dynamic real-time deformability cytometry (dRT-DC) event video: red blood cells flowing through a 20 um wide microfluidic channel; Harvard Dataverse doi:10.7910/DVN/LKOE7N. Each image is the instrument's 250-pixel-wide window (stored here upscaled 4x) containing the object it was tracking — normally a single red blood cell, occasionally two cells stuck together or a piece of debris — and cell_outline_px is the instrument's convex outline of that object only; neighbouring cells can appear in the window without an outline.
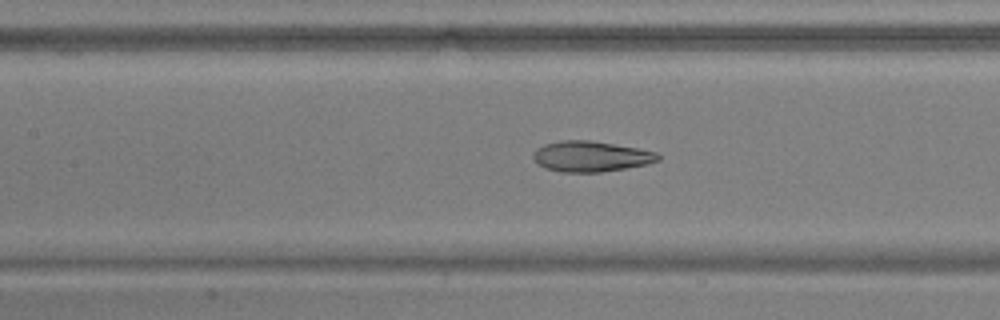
{"species": "common noctule bat (a hibernating species)", "species_latin": "Nyctalus noctula", "temperature_condition": "warm", "stored_images_in_passage": 54, "camera_frame_rate_fps": 3000, "um_per_image_px": 0.085, "animal": {"sex": "male", "body_mass_g": 17.9, "forearm_length_mm": 54.2}, "frame": {"image": 1, "passage_image": 25, "time_ms": 8.0, "image_size_px": [1000, 320], "cell_outline_px": [[660, 160], [648, 164], [600, 172], [560, 172], [544, 168], [536, 164], [532, 156], [536, 148], [544, 144], [560, 140], [592, 140], [636, 148], [656, 152], [660, 156]], "centroid_in_image_um": [50.18, 13.29], "position_along_channel_um": 157.2, "area_um2": 22.37}}
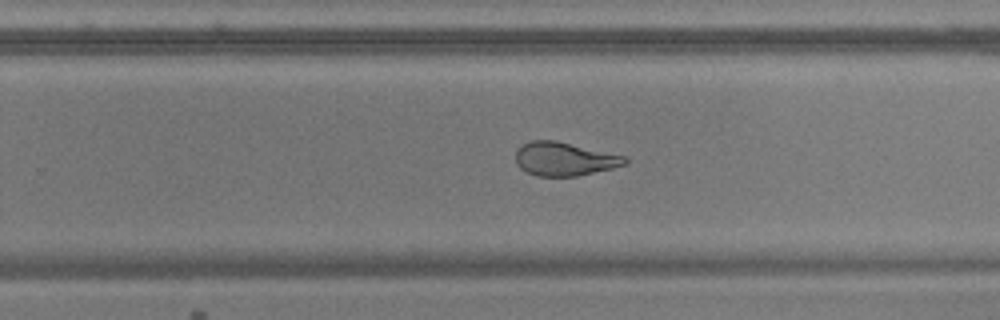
{"frame": {"image": 2, "passage_image": 35, "time_ms": 11.333, "image_size_px": [1000, 320], "cell_outline_px": [[628, 164], [612, 168], [576, 176], [536, 176], [520, 168], [516, 164], [516, 148], [532, 140], [556, 140], [624, 156], [628, 160]], "centroid_in_image_um": [47.95, 13.51], "position_along_channel_um": 281.9, "area_um2": 21.27}}
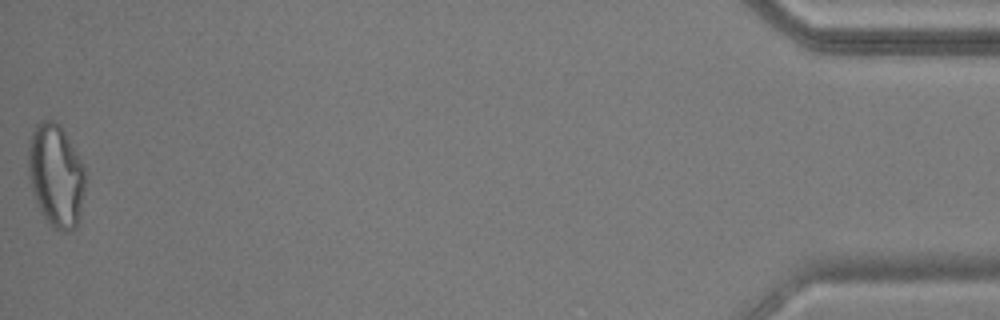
{"frame": {"image": 3, "passage_image": 54, "time_ms": 17.667, "image_size_px": [1000, 320], "cell_outline_px": [[84, 192], [80, 216], [76, 228], [68, 232], [64, 232], [52, 228], [40, 212], [36, 204], [32, 192], [28, 176], [28, 148], [32, 132], [36, 124], [44, 120], [52, 120], [60, 124], [80, 156], [84, 164]], "centroid_in_image_um": [4.75, 14.94], "position_along_channel_um": 430.4, "area_um2": 34.74}, "authors_computed_cell_mechanics": {"area_um2": 24.9696, "velocity_mm_per_s": 3.7545, "shape_relaxation_time_tau1_ms": 7.7552, "shape_relaxation_time_tau2_ms": 1.8782, "deformation_change_tau1": 0.2205, "deformation_change_tau2": 0.0895}}